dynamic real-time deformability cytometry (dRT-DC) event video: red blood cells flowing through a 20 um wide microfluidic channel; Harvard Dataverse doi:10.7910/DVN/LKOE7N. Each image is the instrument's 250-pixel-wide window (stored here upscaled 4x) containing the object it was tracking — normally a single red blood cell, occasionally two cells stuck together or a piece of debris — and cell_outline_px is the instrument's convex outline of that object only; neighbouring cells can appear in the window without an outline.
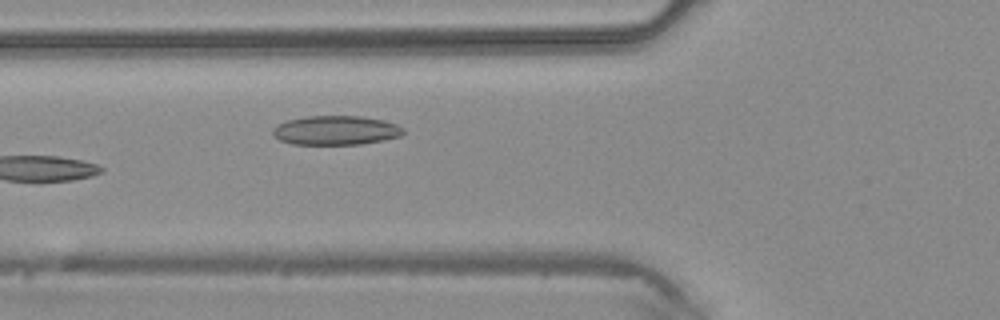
{"species": "common noctule bat (a hibernating species)", "species_latin": "Nyctalus noctula", "temperature_condition": "warm", "stored_images_in_passage": 5, "camera_frame_rate_fps": 3000, "um_per_image_px": 0.085, "animal": {"sex": "male", "body_mass_g": 20.4}, "frame": {"image": 1, "passage_image": 5, "time_ms": 1.333, "image_size_px": [1000, 320], "cell_outline_px": [[404, 132], [400, 136], [384, 140], [360, 144], [292, 144], [280, 140], [272, 132], [272, 128], [276, 124], [288, 120], [308, 116], [360, 116], [384, 120], [396, 124], [404, 128]], "centroid_in_image_um": [28.55, 11.07], "position_along_channel_um": 97.3, "area_um2": 22.2}}